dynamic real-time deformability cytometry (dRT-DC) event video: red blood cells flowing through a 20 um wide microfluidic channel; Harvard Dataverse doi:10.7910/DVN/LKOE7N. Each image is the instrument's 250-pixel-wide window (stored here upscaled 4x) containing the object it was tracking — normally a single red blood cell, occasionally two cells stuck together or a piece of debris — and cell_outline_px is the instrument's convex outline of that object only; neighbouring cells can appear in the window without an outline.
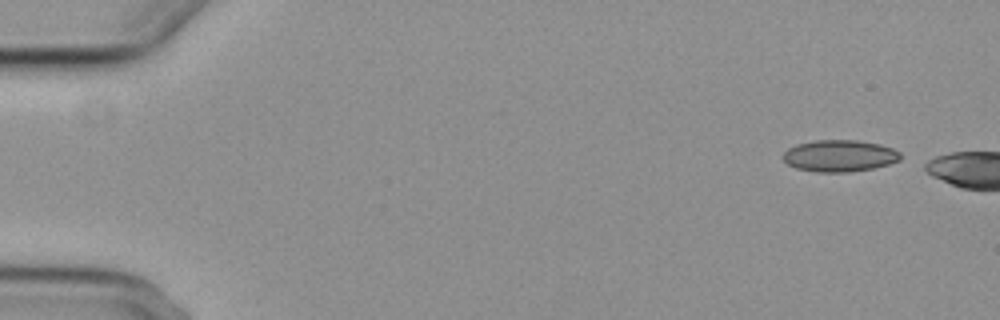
{"species": "common noctule bat (a hibernating species)", "species_latin": "Nyctalus noctula", "temperature_condition": "cold", "stored_images_in_passage": 5, "camera_frame_rate_fps": 3000, "um_per_image_px": 0.085, "animal": {"sex": "female", "body_mass_g": 29.2, "forearm_length_mm": 56.3}, "frame": {"image": 1, "passage_image": 1, "time_ms": 0.0, "image_size_px": [1000, 320], "cell_outline_px": [[900, 160], [888, 164], [872, 168], [848, 172], [816, 172], [796, 168], [788, 164], [780, 156], [788, 148], [796, 144], [816, 140], [856, 140], [880, 144], [892, 148], [900, 152]], "centroid_in_image_um": [71.33, 13.24], "position_along_channel_um": 13.7, "area_um2": 21.73}}